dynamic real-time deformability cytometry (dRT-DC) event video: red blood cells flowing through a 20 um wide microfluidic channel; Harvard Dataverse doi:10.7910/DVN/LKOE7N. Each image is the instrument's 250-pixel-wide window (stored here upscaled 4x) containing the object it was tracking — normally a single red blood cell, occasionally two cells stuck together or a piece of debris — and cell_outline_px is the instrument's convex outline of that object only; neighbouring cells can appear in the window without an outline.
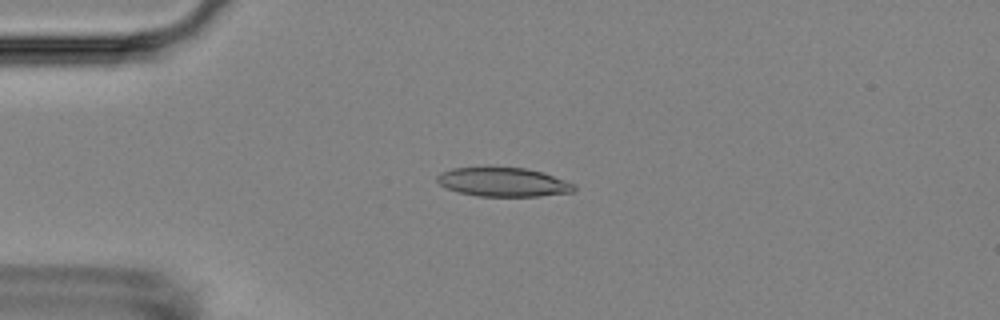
{"species": "Egyptian fruit bat (a non-hibernating species)", "species_latin": "Rousettus aegyptiacus", "temperature_condition": "room temperature", "stored_images_in_passage": 5, "camera_frame_rate_fps": 3000, "um_per_image_px": 0.085, "animal": {"sex": "female"}, "frame": {"image": 1, "passage_image": 4, "time_ms": 3.667, "image_size_px": [1000, 320], "cell_outline_px": [[576, 188], [572, 192], [540, 196], [476, 196], [460, 192], [448, 188], [440, 184], [436, 180], [436, 176], [440, 172], [452, 168], [524, 168], [540, 172], [576, 184]], "centroid_in_image_um": [42.76, 15.49], "position_along_channel_um": 42.2, "area_um2": 22.77}}